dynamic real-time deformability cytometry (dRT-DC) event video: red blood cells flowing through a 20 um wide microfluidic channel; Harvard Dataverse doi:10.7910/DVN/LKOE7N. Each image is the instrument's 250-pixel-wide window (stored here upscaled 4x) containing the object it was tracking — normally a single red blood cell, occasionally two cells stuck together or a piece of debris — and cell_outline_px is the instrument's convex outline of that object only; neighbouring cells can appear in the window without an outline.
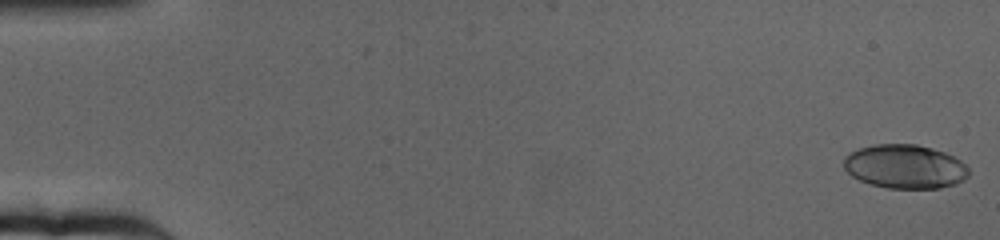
{"species": "human", "species_latin": "Homo sapiens", "temperature_condition": "cold", "stored_images_in_passage": 65, "camera_frame_rate_fps": 3000, "um_per_image_px": 0.085, "donor": {"sex": "female"}, "frame": {"image": 1, "passage_image": 1, "time_ms": 0.0, "image_size_px": [1000, 240], "cell_outline_px": [[968, 176], [964, 180], [956, 184], [940, 188], [888, 188], [868, 184], [852, 176], [844, 168], [844, 156], [860, 148], [876, 144], [916, 144], [932, 148], [944, 152], [960, 160], [968, 168]], "centroid_in_image_um": [76.92, 14.16], "position_along_channel_um": 8.1, "area_um2": 31.96}}
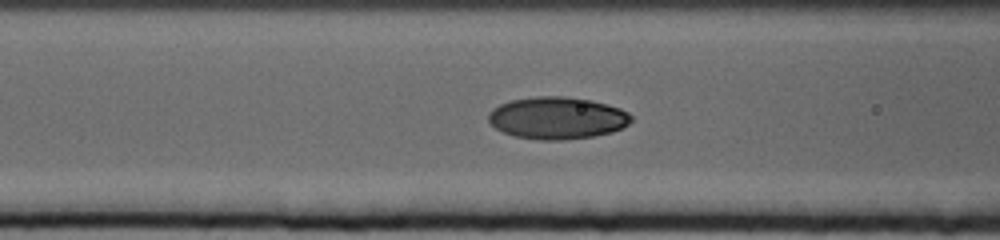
{"frame": {"image": 2, "passage_image": 27, "time_ms": 8.667, "image_size_px": [1000, 240], "cell_outline_px": [[632, 120], [628, 124], [612, 132], [592, 136], [560, 140], [540, 140], [516, 136], [504, 132], [496, 128], [488, 120], [488, 112], [492, 108], [500, 104], [512, 100], [536, 96], [564, 96], [592, 100], [608, 104], [620, 108], [628, 112], [632, 116]], "centroid_in_image_um": [47.37, 10.01], "position_along_channel_um": 119.2, "area_um2": 35.03}}
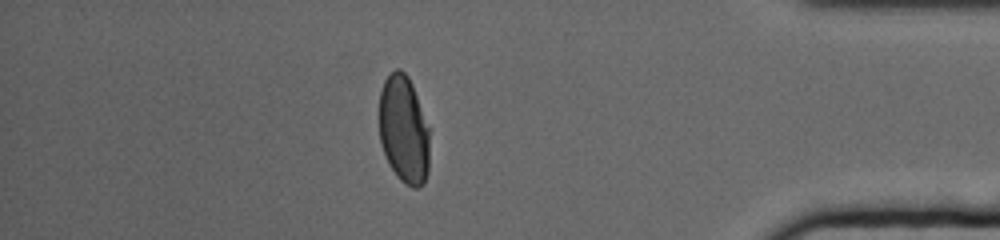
{"frame": {"image": 3, "passage_image": 57, "time_ms": 18.667, "image_size_px": [1000, 240], "cell_outline_px": [[428, 172], [424, 184], [416, 188], [412, 188], [404, 184], [396, 176], [388, 164], [380, 140], [380, 92], [384, 80], [396, 68], [400, 68], [408, 76], [412, 84], [428, 128]], "centroid_in_image_um": [34.31, 11.05], "position_along_channel_um": 400.9, "area_um2": 31.5}, "authors_computed_cell_mechanics": {"area_um2": 33.0038, "velocity_mm_per_s": 3.155, "shape_relaxation_time_tau1_ms": 4.4417, "shape_relaxation_time_tau2_ms": null, "deformation_change_tau1": 0.1743, "deformation_change_tau2": null}}